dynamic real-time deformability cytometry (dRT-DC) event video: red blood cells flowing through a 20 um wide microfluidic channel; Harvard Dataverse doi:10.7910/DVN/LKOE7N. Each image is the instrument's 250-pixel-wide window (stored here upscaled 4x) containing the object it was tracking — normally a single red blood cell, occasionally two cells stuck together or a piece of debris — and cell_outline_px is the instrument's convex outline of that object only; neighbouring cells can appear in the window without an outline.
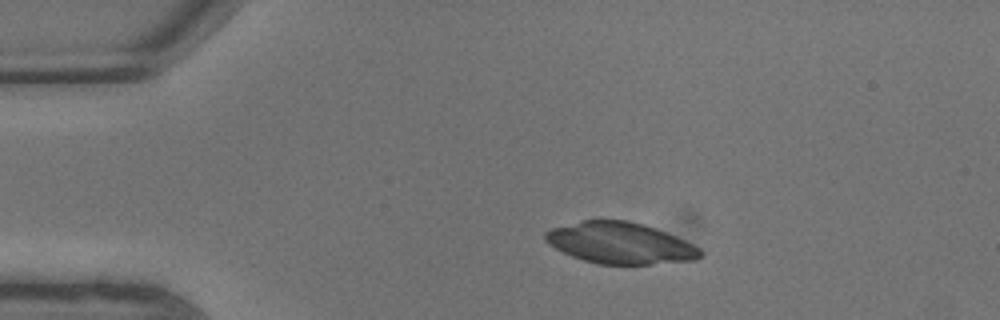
{"species": "common noctule bat (a hibernating species)", "species_latin": "Nyctalus noctula", "temperature_condition": "warm", "stored_images_in_passage": 3, "camera_frame_rate_fps": 3000, "um_per_image_px": 0.085, "animal": {"sex": "male", "body_mass_g": 13.3}, "frame": {"image": 1, "passage_image": 1, "time_ms": 0.0, "image_size_px": [1000, 320], "cell_outline_px": [[704, 252], [696, 260], [652, 264], [596, 264], [572, 256], [548, 244], [544, 240], [544, 232], [552, 228], [584, 220], [628, 220], [644, 224], [656, 228], [676, 236], [700, 248]], "centroid_in_image_um": [52.72, 20.66], "position_along_channel_um": 32.3, "area_um2": 37.34}}